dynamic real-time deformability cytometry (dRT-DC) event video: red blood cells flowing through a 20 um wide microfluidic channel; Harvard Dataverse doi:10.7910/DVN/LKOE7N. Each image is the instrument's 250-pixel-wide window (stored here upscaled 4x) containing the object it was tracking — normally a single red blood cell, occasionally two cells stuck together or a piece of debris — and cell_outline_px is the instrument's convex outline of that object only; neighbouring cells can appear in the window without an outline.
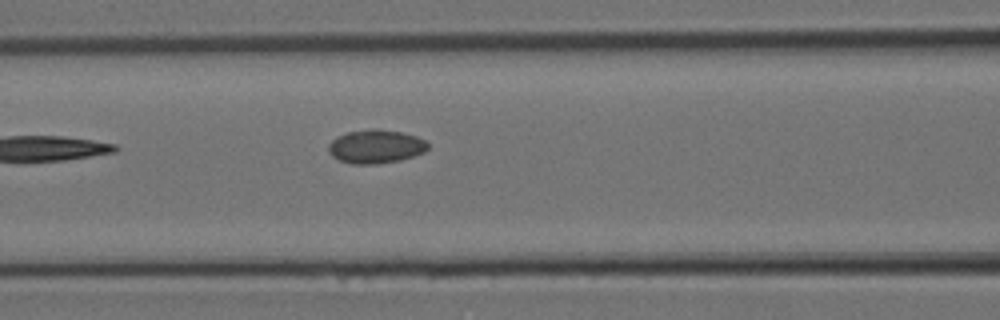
{"species": "Egyptian fruit bat (a non-hibernating species)", "species_latin": "Rousettus aegyptiacus", "temperature_condition": "room temperature", "stored_images_in_passage": 4, "camera_frame_rate_fps": 3000, "um_per_image_px": 0.085, "animal": {"sex": "female"}, "frame": {"image": 1, "passage_image": 4, "time_ms": 1.0, "image_size_px": [1000, 320], "cell_outline_px": [[428, 148], [424, 152], [400, 160], [376, 164], [352, 164], [340, 160], [332, 156], [328, 152], [328, 144], [336, 136], [348, 132], [372, 128], [400, 132], [416, 136], [424, 140], [428, 144]], "centroid_in_image_um": [31.91, 12.45], "position_along_channel_um": 134.7, "area_um2": 19.42}}